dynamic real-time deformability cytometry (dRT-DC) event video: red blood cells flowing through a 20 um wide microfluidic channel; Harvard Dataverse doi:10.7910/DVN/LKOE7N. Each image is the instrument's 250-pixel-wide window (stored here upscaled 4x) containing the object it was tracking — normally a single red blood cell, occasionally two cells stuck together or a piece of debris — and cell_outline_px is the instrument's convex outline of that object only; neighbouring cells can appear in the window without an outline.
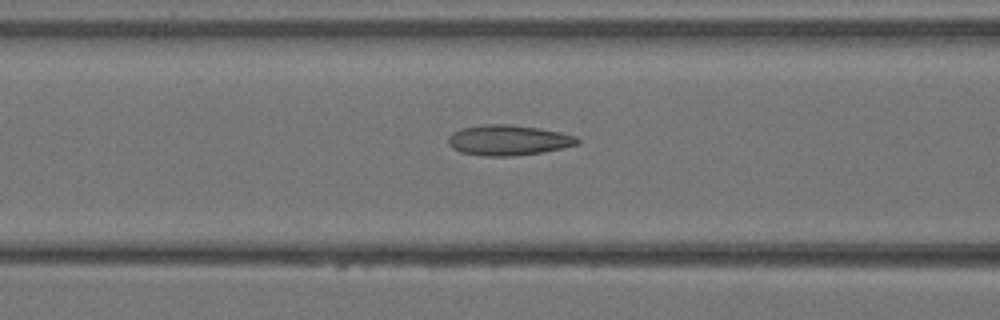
{"species": "Egyptian fruit bat (a non-hibernating species)", "species_latin": "Rousettus aegyptiacus", "temperature_condition": "warm", "stored_images_in_passage": 34, "camera_frame_rate_fps": 3000, "um_per_image_px": 0.085, "animal": {"sex": "female"}, "frame": {"image": 1, "passage_image": 15, "time_ms": 4.667, "image_size_px": [1000, 320], "cell_outline_px": [[580, 144], [564, 148], [540, 152], [512, 156], [480, 156], [460, 152], [452, 148], [448, 144], [448, 136], [452, 132], [460, 128], [484, 124], [508, 124], [540, 128], [560, 132], [576, 136], [580, 140]], "centroid_in_image_um": [43.19, 11.91], "position_along_channel_um": 123.4, "area_um2": 23.12}}
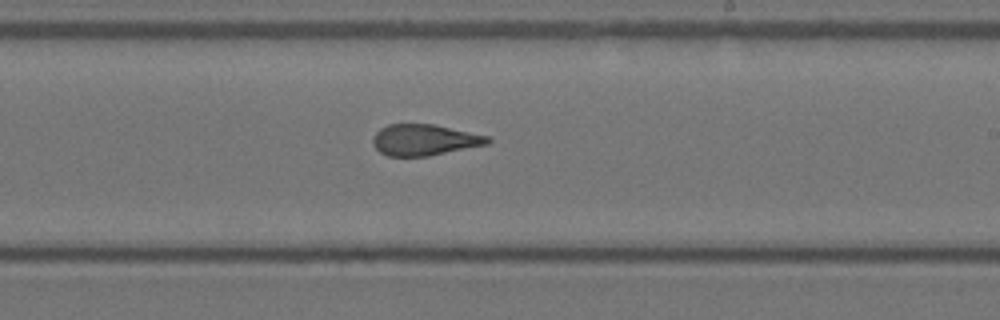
{"frame": {"image": 2, "passage_image": 22, "time_ms": 7.0, "image_size_px": [1000, 320], "cell_outline_px": [[492, 140], [488, 144], [428, 156], [388, 156], [380, 152], [372, 144], [372, 136], [380, 128], [388, 124], [432, 124], [488, 136]], "centroid_in_image_um": [36.03, 11.89], "position_along_channel_um": 253.0, "area_um2": 20.75}}
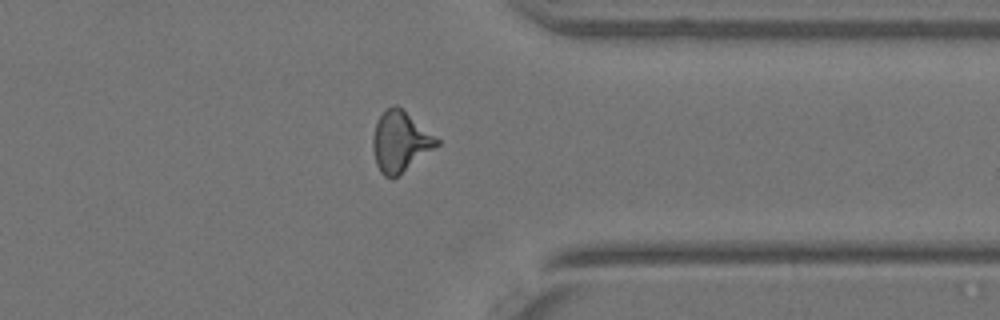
{"frame": {"image": 3, "passage_image": 29, "time_ms": 9.333, "image_size_px": [1000, 320], "cell_outline_px": [[440, 144], [392, 180], [384, 176], [380, 172], [376, 164], [372, 148], [372, 136], [376, 124], [380, 116], [392, 104], [396, 104], [440, 140]], "centroid_in_image_um": [33.99, 12.06], "position_along_channel_um": 377.4, "area_um2": 22.31}}